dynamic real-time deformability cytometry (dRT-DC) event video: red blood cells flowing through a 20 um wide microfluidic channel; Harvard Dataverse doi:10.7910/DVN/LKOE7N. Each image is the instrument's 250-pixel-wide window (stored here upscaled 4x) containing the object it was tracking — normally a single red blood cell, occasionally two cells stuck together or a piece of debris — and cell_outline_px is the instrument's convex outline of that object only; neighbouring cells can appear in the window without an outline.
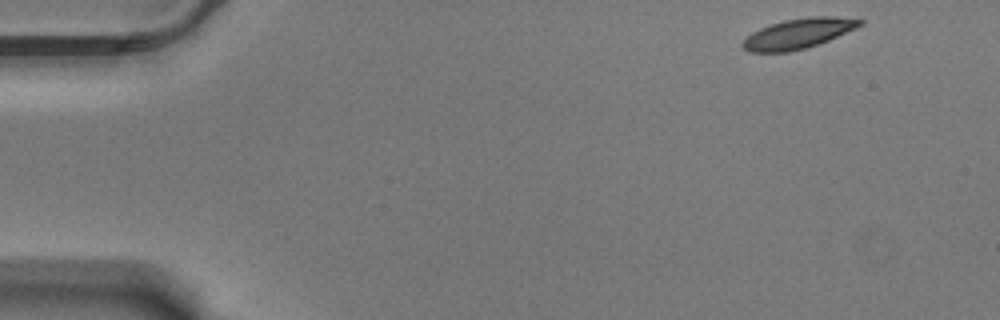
{"species": "Egyptian fruit bat (a non-hibernating species)", "species_latin": "Rousettus aegyptiacus", "temperature_condition": "warm", "stored_images_in_passage": 10, "camera_frame_rate_fps": 3000, "um_per_image_px": 0.085, "animal": {"sex": "male"}, "frame": {"image": 1, "passage_image": 1, "time_ms": 0.0, "image_size_px": [1000, 320], "cell_outline_px": [[864, 24], [856, 28], [828, 40], [804, 48], [788, 52], [748, 52], [740, 44], [752, 32], [760, 28], [784, 20], [808, 16], [836, 16], [864, 20]], "centroid_in_image_um": [67.86, 2.84], "position_along_channel_um": 17.1, "area_um2": 20.4}}